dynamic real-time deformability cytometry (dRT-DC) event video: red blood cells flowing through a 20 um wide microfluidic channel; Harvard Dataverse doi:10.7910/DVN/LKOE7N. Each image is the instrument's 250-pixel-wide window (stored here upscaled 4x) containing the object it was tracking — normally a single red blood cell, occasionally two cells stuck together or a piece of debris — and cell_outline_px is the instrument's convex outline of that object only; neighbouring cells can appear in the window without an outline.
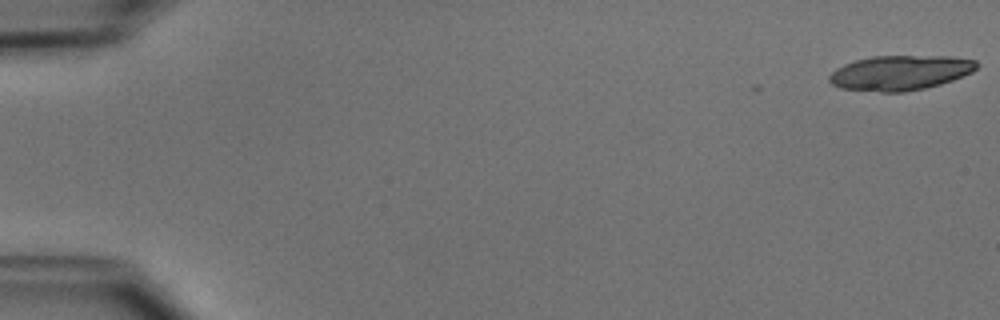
{"species": "common noctule bat (a hibernating species)", "species_latin": "Nyctalus noctula", "temperature_condition": "cold", "stored_images_in_passage": 11, "camera_frame_rate_fps": 3000, "um_per_image_px": 0.085, "animal": {"sex": "male", "body_mass_g": 15.6}, "frame": {"image": 1, "passage_image": 1, "time_ms": 0.0, "image_size_px": [1000, 320], "cell_outline_px": [[980, 64], [972, 72], [952, 80], [940, 84], [924, 88], [904, 92], [880, 92], [840, 88], [832, 84], [828, 80], [828, 76], [836, 68], [844, 64], [856, 60], [872, 56], [952, 56], [976, 60]], "centroid_in_image_um": [76.51, 6.18], "position_along_channel_um": 8.5, "area_um2": 30.0}}